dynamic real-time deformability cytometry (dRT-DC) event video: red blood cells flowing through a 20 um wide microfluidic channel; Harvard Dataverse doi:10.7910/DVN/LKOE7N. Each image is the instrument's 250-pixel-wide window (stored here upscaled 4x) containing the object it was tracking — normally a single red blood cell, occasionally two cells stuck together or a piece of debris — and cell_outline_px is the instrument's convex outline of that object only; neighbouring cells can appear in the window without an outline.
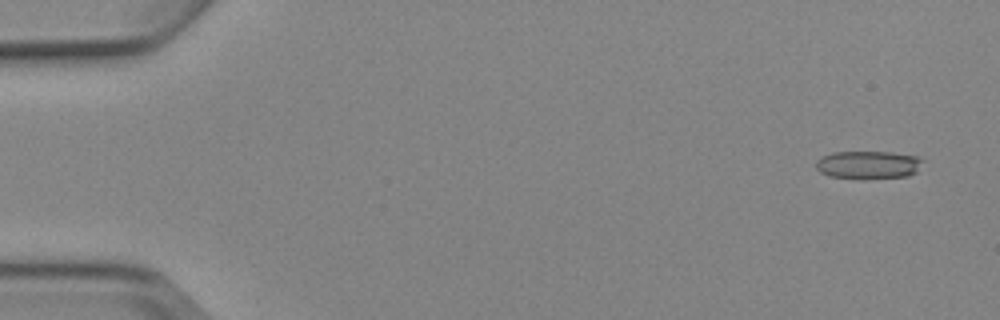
{"species": "Egyptian fruit bat (a non-hibernating species)", "species_latin": "Rousettus aegyptiacus", "temperature_condition": "cold", "stored_images_in_passage": 6, "camera_frame_rate_fps": 3000, "um_per_image_px": 0.085, "animal": {"sex": "female"}, "frame": {"image": 1, "passage_image": 1, "time_ms": 0.0, "image_size_px": [1000, 320], "cell_outline_px": [[924, 160], [916, 172], [908, 176], [828, 176], [820, 172], [816, 168], [816, 160], [820, 156], [832, 152], [892, 152], [920, 156]], "centroid_in_image_um": [73.81, 13.95], "position_along_channel_um": 11.2, "area_um2": 16.82}}
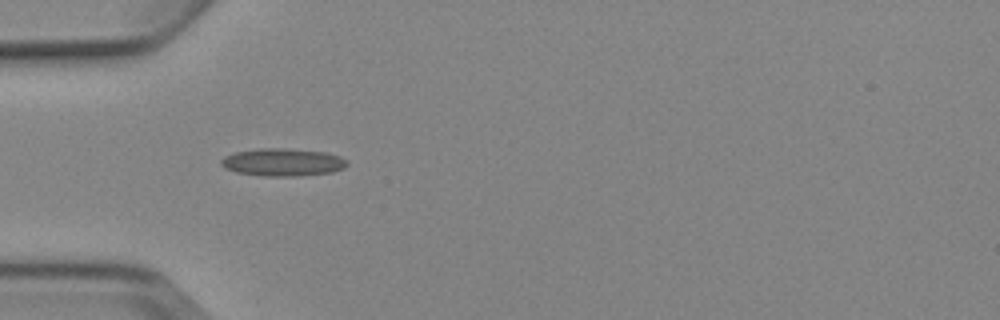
{"frame": {"image": 2, "passage_image": 5, "time_ms": 4.667, "image_size_px": [1000, 320], "cell_outline_px": [[348, 164], [344, 168], [332, 172], [296, 176], [264, 176], [236, 172], [224, 168], [220, 164], [220, 160], [224, 156], [236, 152], [260, 148], [284, 148], [324, 152], [340, 156]], "centroid_in_image_um": [24.0, 13.79], "position_along_channel_um": 61.0, "area_um2": 20.23}}
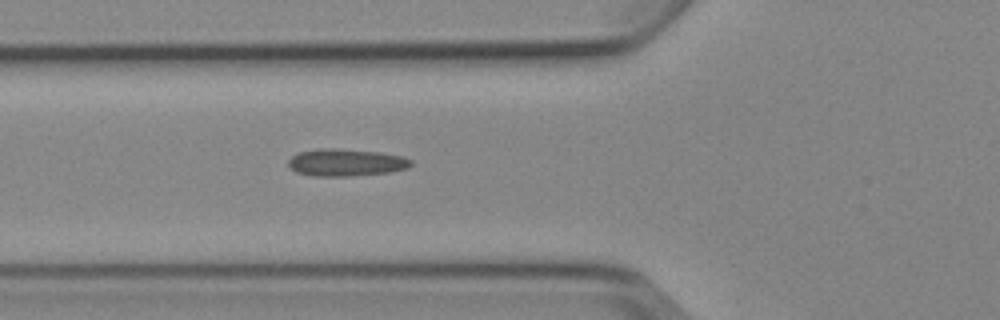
{"frame": {"image": 3, "passage_image": 6, "time_ms": 5.667, "image_size_px": [1000, 320], "cell_outline_px": [[412, 164], [408, 168], [392, 172], [352, 176], [316, 176], [296, 172], [288, 164], [288, 160], [292, 156], [300, 152], [320, 148], [340, 148], [380, 152], [404, 156], [412, 160]], "centroid_in_image_um": [29.46, 13.81], "position_along_channel_um": 96.3, "area_um2": 19.65}}